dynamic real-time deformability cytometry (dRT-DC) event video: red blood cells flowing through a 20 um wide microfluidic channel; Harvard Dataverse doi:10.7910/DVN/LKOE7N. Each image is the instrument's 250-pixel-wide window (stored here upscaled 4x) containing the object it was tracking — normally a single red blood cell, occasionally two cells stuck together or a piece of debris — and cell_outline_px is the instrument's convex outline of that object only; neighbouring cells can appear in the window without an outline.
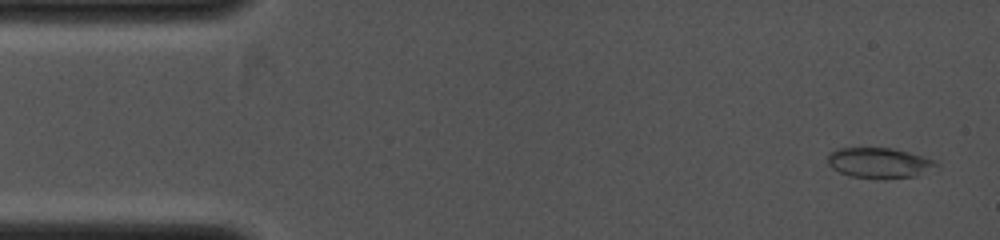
{"species": "common noctule bat (a hibernating species)", "species_latin": "Nyctalus noctula", "temperature_condition": "cold", "stored_images_in_passage": 18, "camera_frame_rate_fps": 4000, "um_per_image_px": 0.085, "animal": {"sex": "female", "body_mass_g": 19.0, "forearm_length_mm": 53.3}, "frame": {"image": 1, "passage_image": 3, "time_ms": 0.25, "image_size_px": [1000, 240], "cell_outline_px": [[940, 168], [916, 176], [884, 180], [848, 176], [832, 168], [828, 164], [828, 152], [836, 148], [892, 148], [908, 152], [936, 160], [940, 164]], "centroid_in_image_um": [74.79, 13.87], "position_along_channel_um": 10.2, "area_um2": 19.83}}
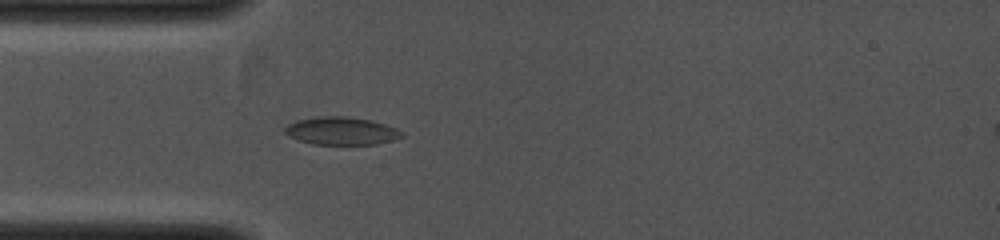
{"frame": {"image": 2, "passage_image": 13, "time_ms": 3.0, "image_size_px": [1000, 240], "cell_outline_px": [[404, 136], [392, 140], [376, 144], [312, 144], [288, 136], [284, 132], [284, 128], [288, 124], [296, 120], [316, 116], [348, 116], [372, 120], [396, 128]], "centroid_in_image_um": [28.98, 11.11], "position_along_channel_um": 56.0, "area_um2": 18.96}}
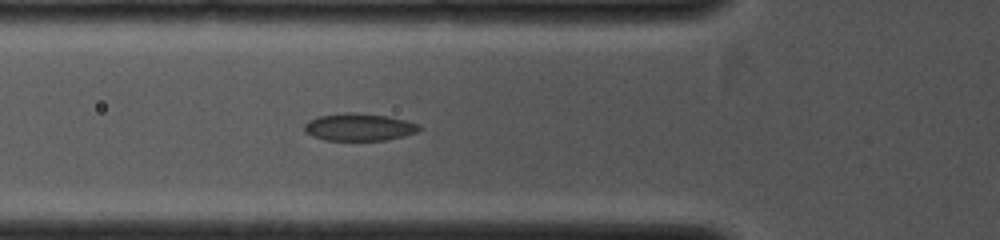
{"frame": {"image": 3, "passage_image": 16, "time_ms": 3.75, "image_size_px": [1000, 240], "cell_outline_px": [[424, 128], [416, 132], [384, 140], [324, 140], [312, 136], [304, 132], [304, 124], [308, 120], [316, 116], [344, 112], [356, 112], [388, 116], [420, 124]], "centroid_in_image_um": [30.48, 10.79], "position_along_channel_um": 95.3, "area_um2": 18.5}}